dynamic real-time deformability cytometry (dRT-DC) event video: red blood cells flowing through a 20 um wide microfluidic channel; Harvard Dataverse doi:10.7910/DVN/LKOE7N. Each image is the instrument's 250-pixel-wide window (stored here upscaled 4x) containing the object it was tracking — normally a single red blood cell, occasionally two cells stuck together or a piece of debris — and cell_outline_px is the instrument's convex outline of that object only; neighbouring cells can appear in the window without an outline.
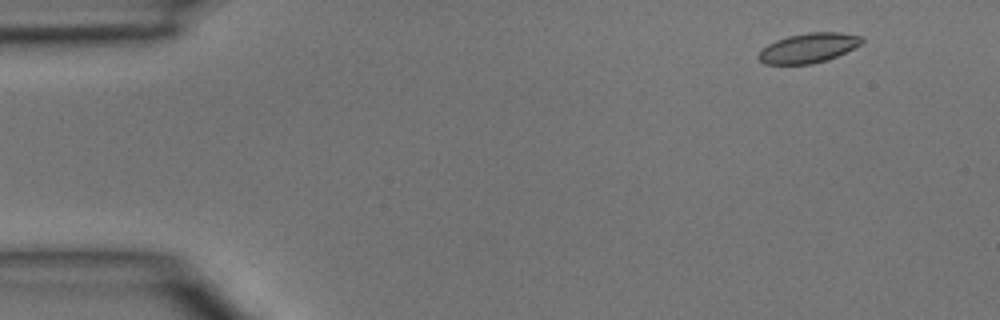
{"species": "common noctule bat (a hibernating species)", "species_latin": "Nyctalus noctula", "temperature_condition": "room temperature", "stored_images_in_passage": 4, "camera_frame_rate_fps": 3000, "um_per_image_px": 0.085, "animal": {"sex": "male", "body_mass_g": 15.6}, "frame": {"image": 1, "passage_image": 2, "time_ms": 1.0, "image_size_px": [1000, 320], "cell_outline_px": [[864, 40], [860, 44], [828, 60], [812, 64], [764, 64], [756, 56], [768, 44], [776, 40], [788, 36], [808, 32], [840, 32], [864, 36]], "centroid_in_image_um": [68.72, 4.07], "position_along_channel_um": 16.3, "area_um2": 17.8}}